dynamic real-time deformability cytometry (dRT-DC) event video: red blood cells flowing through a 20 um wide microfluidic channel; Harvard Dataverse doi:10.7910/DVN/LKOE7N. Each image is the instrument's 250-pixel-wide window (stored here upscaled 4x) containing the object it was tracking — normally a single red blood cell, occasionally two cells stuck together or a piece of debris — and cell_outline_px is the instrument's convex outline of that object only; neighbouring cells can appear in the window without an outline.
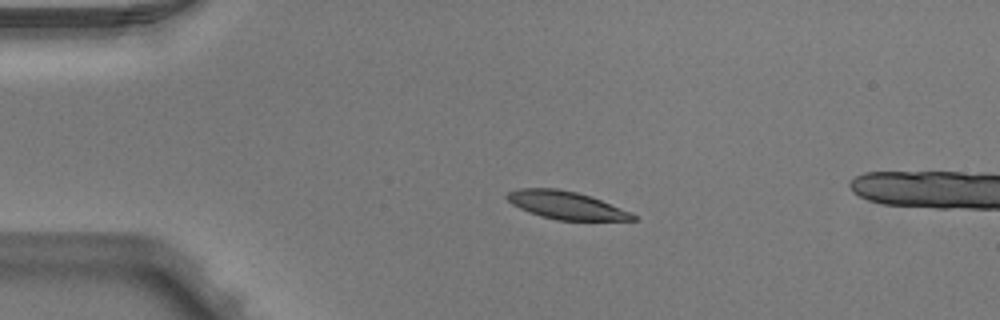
{"species": "Egyptian fruit bat (a non-hibernating species)", "species_latin": "Rousettus aegyptiacus", "temperature_condition": "warm", "stored_images_in_passage": 4, "camera_frame_rate_fps": 3000, "um_per_image_px": 0.085, "animal": {"sex": "male"}, "frame": {"image": 1, "passage_image": 3, "time_ms": 0.667, "image_size_px": [1000, 320], "cell_outline_px": [[636, 220], [556, 220], [540, 216], [528, 212], [512, 204], [504, 196], [508, 192], [516, 188], [556, 188], [576, 192], [600, 200], [632, 212], [636, 216]], "centroid_in_image_um": [48.08, 17.44], "position_along_channel_um": 36.9, "area_um2": 20.35}}